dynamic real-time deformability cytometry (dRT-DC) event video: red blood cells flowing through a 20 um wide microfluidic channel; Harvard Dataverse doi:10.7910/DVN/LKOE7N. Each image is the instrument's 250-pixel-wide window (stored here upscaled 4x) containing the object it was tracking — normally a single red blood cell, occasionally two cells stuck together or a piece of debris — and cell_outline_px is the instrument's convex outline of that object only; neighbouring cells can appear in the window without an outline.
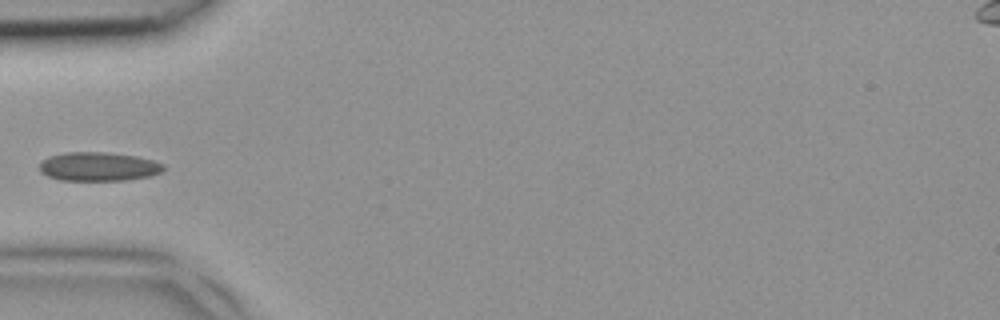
{"species": "common noctule bat (a hibernating species)", "species_latin": "Nyctalus noctula", "temperature_condition": "room temperature", "stored_images_in_passage": 3, "camera_frame_rate_fps": 3000, "um_per_image_px": 0.085, "animal": {"sex": "female", "body_mass_g": 18.4}, "frame": {"image": 1, "passage_image": 3, "time_ms": 0.667, "image_size_px": [1000, 320], "cell_outline_px": [[164, 168], [160, 172], [152, 176], [124, 180], [60, 180], [48, 176], [40, 172], [40, 164], [48, 156], [64, 152], [104, 152], [136, 156], [152, 160], [164, 164]], "centroid_in_image_um": [8.36, 14.16], "position_along_channel_um": 76.6, "area_um2": 20.81}}